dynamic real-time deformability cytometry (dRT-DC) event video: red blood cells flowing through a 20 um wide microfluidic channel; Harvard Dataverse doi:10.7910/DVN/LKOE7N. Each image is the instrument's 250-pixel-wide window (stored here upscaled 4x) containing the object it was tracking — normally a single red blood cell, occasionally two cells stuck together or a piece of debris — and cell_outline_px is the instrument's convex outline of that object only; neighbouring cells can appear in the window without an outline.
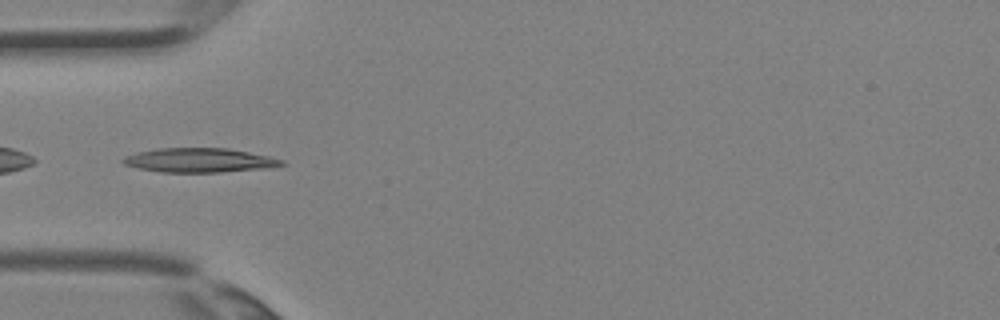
{"species": "Egyptian fruit bat (a non-hibernating species)", "species_latin": "Rousettus aegyptiacus", "temperature_condition": "room temperature", "stored_images_in_passage": 3, "camera_frame_rate_fps": 3000, "um_per_image_px": 0.085, "animal": {"sex": "female"}, "frame": {"image": 1, "passage_image": 3, "time_ms": 0.667, "image_size_px": [1000, 320], "cell_outline_px": [[288, 164], [264, 168], [220, 172], [160, 172], [140, 168], [124, 164], [120, 160], [124, 156], [136, 152], [156, 148], [228, 148], [268, 156], [284, 160]], "centroid_in_image_um": [16.92, 13.61], "position_along_channel_um": 68.1, "area_um2": 22.37}}